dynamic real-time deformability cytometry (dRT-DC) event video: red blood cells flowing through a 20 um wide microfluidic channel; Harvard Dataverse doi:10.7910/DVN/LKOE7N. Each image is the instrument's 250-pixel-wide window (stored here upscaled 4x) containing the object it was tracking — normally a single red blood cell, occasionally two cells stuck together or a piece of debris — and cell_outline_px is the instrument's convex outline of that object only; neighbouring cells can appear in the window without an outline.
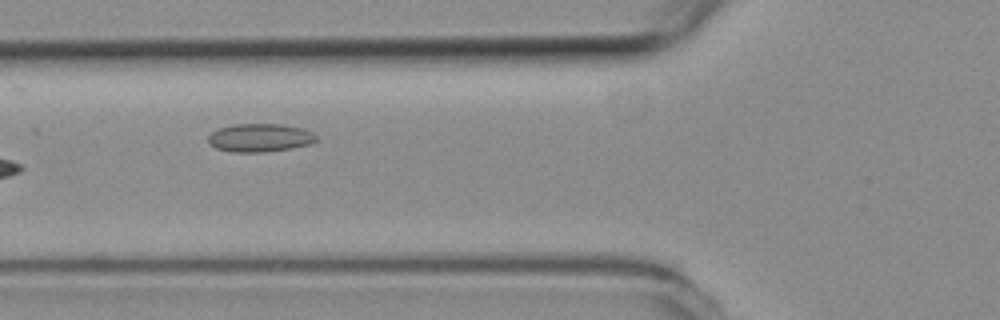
{"species": "common noctule bat (a hibernating species)", "species_latin": "Nyctalus noctula", "temperature_condition": "room temperature", "stored_images_in_passage": 12, "camera_frame_rate_fps": 3000, "um_per_image_px": 0.085, "animal": {"sex": "female", "body_mass_g": 19.3, "forearm_length_mm": 54.1}, "frame": {"image": 1, "passage_image": 3, "time_ms": 0.667, "image_size_px": [1000, 320], "cell_outline_px": [[316, 140], [308, 144], [292, 148], [264, 152], [232, 152], [216, 148], [208, 144], [208, 136], [212, 132], [220, 128], [232, 124], [284, 124], [304, 128], [312, 132], [316, 136]], "centroid_in_image_um": [22.07, 11.7], "position_along_channel_um": 103.7, "area_um2": 17.86}}
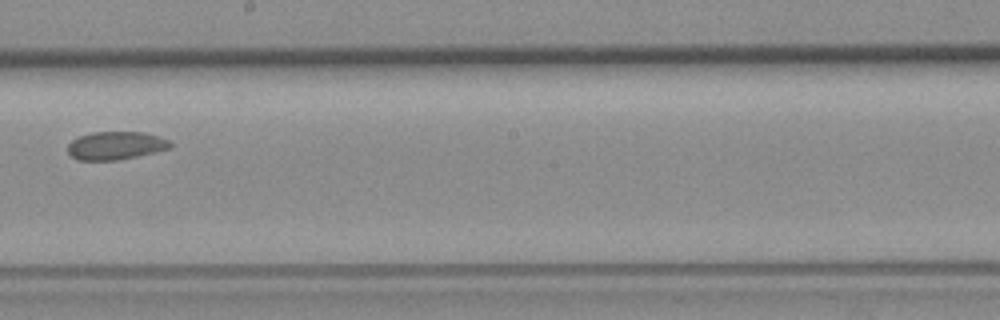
{"frame": {"image": 2, "passage_image": 6, "time_ms": 1.667, "image_size_px": [1000, 320], "cell_outline_px": [[172, 148], [156, 152], [120, 160], [76, 160], [68, 152], [68, 144], [72, 140], [80, 136], [92, 132], [144, 132], [168, 140], [172, 144]], "centroid_in_image_um": [9.84, 12.38], "position_along_channel_um": 238.4, "area_um2": 16.82}}
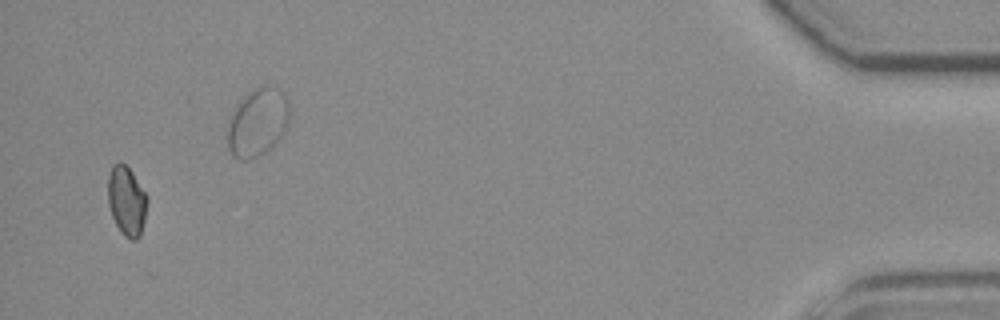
{"frame": {"image": 3, "passage_image": 11, "time_ms": 3.333, "image_size_px": [1000, 320], "cell_outline_px": [[148, 200], [144, 220], [140, 236], [136, 240], [132, 240], [124, 236], [120, 232], [112, 216], [108, 204], [108, 176], [112, 164], [120, 160], [132, 172], [148, 196]], "centroid_in_image_um": [10.76, 17.06], "position_along_channel_um": 424.4, "area_um2": 16.07}}